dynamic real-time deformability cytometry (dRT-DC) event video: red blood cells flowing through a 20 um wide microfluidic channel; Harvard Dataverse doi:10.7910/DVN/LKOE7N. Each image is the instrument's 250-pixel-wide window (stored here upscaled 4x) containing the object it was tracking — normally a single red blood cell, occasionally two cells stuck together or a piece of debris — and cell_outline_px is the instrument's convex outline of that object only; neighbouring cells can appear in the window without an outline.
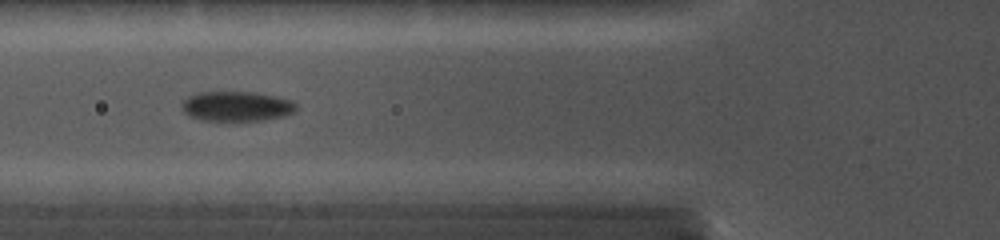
{"species": "common noctule bat (a hibernating species)", "species_latin": "Nyctalus noctula", "temperature_condition": "cold", "stored_images_in_passage": 20, "camera_frame_rate_fps": 5000, "um_per_image_px": 0.085, "animal": {"sex": "female", "body_mass_g": 19.0, "forearm_length_mm": 56.7}, "frame": {"image": 1, "passage_image": 6, "time_ms": 2.6, "image_size_px": [1000, 240], "cell_outline_px": [[296, 108], [292, 112], [280, 116], [260, 120], [208, 120], [192, 116], [184, 112], [184, 100], [196, 92], [252, 92], [272, 96], [288, 100], [296, 104]], "centroid_in_image_um": [20.09, 9.02], "position_along_channel_um": 105.7, "area_um2": 19.07}}
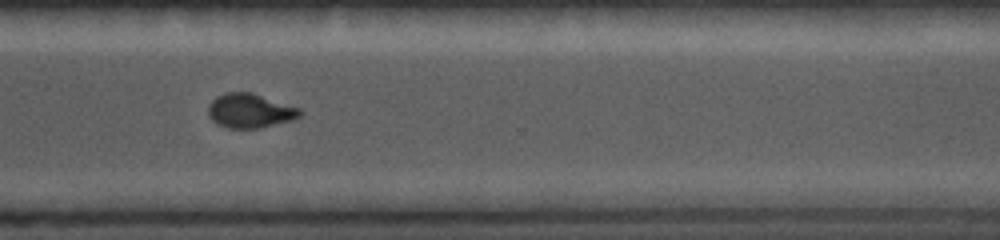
{"frame": {"image": 2, "passage_image": 12, "time_ms": 8.6, "image_size_px": [1000, 240], "cell_outline_px": [[300, 116], [292, 120], [260, 128], [228, 128], [212, 120], [208, 116], [208, 104], [216, 96], [224, 92], [252, 92], [300, 108]], "centroid_in_image_um": [21.22, 9.4], "position_along_channel_um": 349.4, "area_um2": 18.32}}